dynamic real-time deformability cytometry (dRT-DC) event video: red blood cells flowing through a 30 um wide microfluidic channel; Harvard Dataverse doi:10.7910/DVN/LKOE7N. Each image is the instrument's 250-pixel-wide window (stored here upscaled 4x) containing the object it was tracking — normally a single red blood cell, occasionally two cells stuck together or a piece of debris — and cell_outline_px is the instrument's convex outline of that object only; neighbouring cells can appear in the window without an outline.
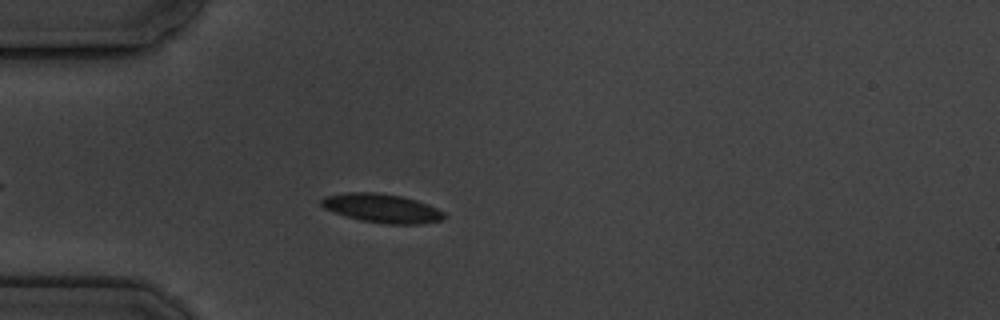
{"species": "common noctule bat (a hibernating species)", "species_latin": "Nyctalus noctula", "temperature_condition": "cold", "stored_images_in_passage": 2, "camera_frame_rate_fps": 3000, "um_per_image_px": 0.085, "animal": {"sex": "male", "body_mass_g": 19.5, "forearm_length_mm": 54.6}, "frame": {"image": 1, "passage_image": 2, "time_ms": 1.0, "image_size_px": [1000, 320], "cell_outline_px": [[448, 216], [444, 220], [420, 224], [384, 224], [360, 220], [324, 208], [320, 204], [320, 200], [324, 196], [344, 192], [376, 192], [400, 196], [416, 200], [428, 204], [444, 212]], "centroid_in_image_um": [32.49, 17.7], "position_along_channel_um": 52.5, "area_um2": 20.75}}